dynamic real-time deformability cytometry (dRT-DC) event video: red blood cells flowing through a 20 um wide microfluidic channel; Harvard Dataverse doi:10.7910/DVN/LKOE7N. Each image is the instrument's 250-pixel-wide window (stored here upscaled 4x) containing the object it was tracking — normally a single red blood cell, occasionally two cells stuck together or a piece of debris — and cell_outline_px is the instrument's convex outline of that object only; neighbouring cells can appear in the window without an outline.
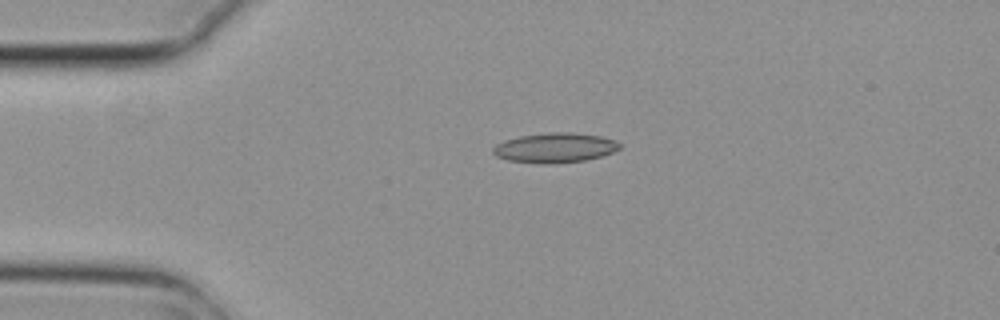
{"species": "common noctule bat (a hibernating species)", "species_latin": "Nyctalus noctula", "temperature_condition": "cold", "stored_images_in_passage": 2, "camera_frame_rate_fps": 3000, "um_per_image_px": 0.085, "animal": {"sex": "female", "body_mass_g": 29.2, "forearm_length_mm": 56.3}, "frame": {"image": 1, "passage_image": 2, "time_ms": 0.333, "image_size_px": [1000, 320], "cell_outline_px": [[620, 148], [612, 152], [600, 156], [584, 160], [508, 160], [496, 156], [492, 152], [492, 148], [496, 144], [504, 140], [520, 136], [548, 132], [572, 132], [600, 136], [616, 140], [620, 144]], "centroid_in_image_um": [47.18, 12.48], "position_along_channel_um": 37.8, "area_um2": 20.75}}